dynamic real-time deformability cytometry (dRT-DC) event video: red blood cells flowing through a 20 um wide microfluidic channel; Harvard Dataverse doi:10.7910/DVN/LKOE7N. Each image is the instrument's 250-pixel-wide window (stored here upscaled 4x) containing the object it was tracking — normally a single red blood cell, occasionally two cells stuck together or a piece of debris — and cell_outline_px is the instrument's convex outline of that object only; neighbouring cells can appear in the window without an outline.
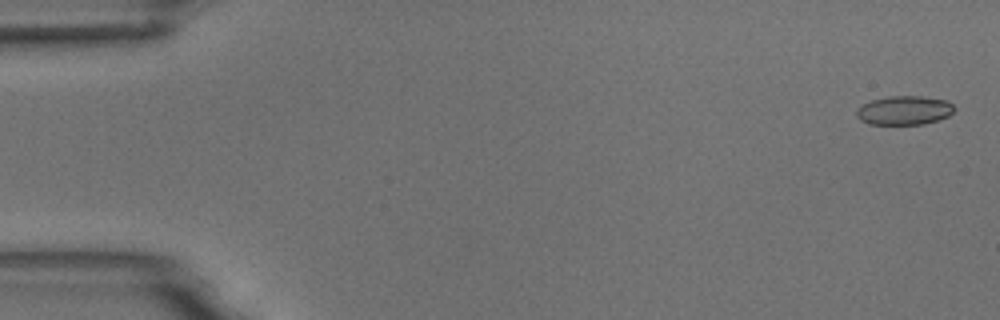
{"species": "common noctule bat (a hibernating species)", "species_latin": "Nyctalus noctula", "temperature_condition": "room temperature", "stored_images_in_passage": 4, "segment_of_instrument_passage": [2, 2], "camera_frame_rate_fps": 3000, "um_per_image_px": 0.085, "animal": {"sex": "male", "body_mass_g": 18.8}, "frame": {"image": 1, "passage_image": 4, "time_ms": 3.667, "image_size_px": [1000, 320], "cell_outline_px": [[956, 108], [948, 116], [924, 124], [868, 124], [860, 120], [856, 116], [856, 108], [872, 100], [888, 96], [920, 96], [948, 100]], "centroid_in_image_um": [76.85, 9.37], "position_along_channel_um": 8.1, "area_um2": 16.53}}